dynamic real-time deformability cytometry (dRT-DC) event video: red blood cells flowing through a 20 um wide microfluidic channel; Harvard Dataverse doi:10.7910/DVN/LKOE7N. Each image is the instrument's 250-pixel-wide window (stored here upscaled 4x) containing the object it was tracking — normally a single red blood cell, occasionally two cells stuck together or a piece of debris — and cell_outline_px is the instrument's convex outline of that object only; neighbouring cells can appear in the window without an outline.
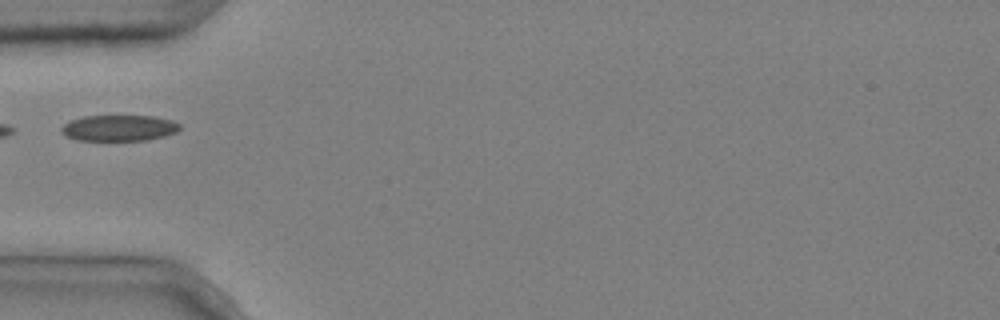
{"species": "common noctule bat (a hibernating species)", "species_latin": "Nyctalus noctula", "temperature_condition": "cold", "stored_images_in_passage": 6, "camera_frame_rate_fps": 3000, "um_per_image_px": 0.085, "animal": {"sex": "male", "body_mass_g": 20.4}, "frame": {"image": 1, "passage_image": 6, "time_ms": 1.667, "image_size_px": [1000, 320], "cell_outline_px": [[180, 128], [176, 132], [164, 136], [148, 140], [76, 140], [60, 132], [60, 128], [64, 124], [72, 120], [84, 116], [152, 116], [172, 120], [180, 124]], "centroid_in_image_um": [10.12, 10.88], "position_along_channel_um": 74.9, "area_um2": 17.86}}